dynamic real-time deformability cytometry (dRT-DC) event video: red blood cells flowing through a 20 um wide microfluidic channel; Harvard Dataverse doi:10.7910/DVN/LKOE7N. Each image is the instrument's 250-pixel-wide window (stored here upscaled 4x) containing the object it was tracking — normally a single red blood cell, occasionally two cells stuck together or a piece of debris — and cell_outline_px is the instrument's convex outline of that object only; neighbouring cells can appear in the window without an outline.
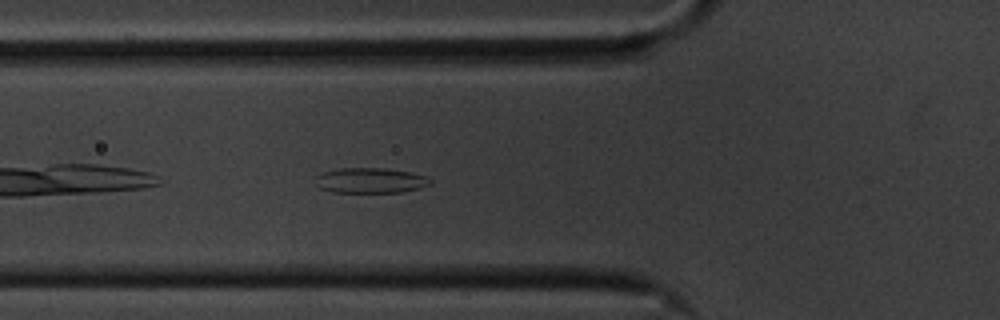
{"species": "common noctule bat (a hibernating species)", "species_latin": "Nyctalus noctula", "temperature_condition": "cold", "stored_images_in_passage": 43, "camera_frame_rate_fps": 3000, "um_per_image_px": 0.085, "animal": {"sex": "male", "body_mass_g": 20.1, "forearm_length_mm": 53.5}, "frame": {"image": 1, "passage_image": 5, "time_ms": 1.333, "image_size_px": [1000, 320], "cell_outline_px": [[432, 184], [420, 188], [400, 192], [332, 192], [320, 188], [312, 184], [316, 176], [320, 172], [340, 168], [384, 168], [412, 172], [424, 176], [432, 180]], "centroid_in_image_um": [31.43, 15.33], "position_along_channel_um": 94.4, "area_um2": 17.17}}
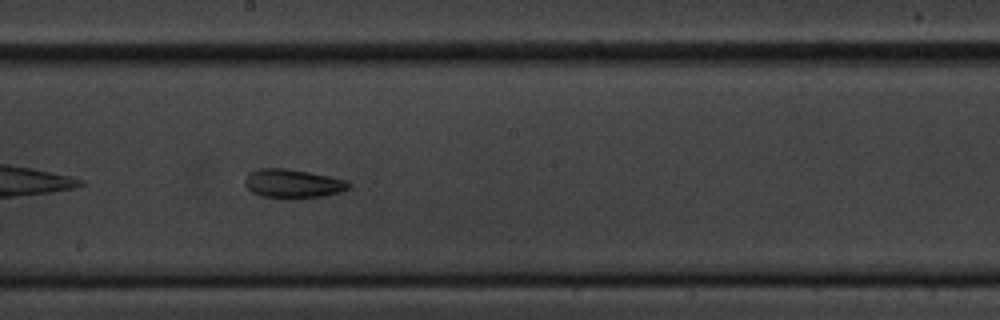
{"frame": {"image": 2, "passage_image": 16, "time_ms": 5.0, "image_size_px": [1000, 320], "cell_outline_px": [[352, 184], [348, 188], [340, 192], [324, 196], [288, 200], [264, 196], [252, 192], [244, 184], [244, 180], [248, 172], [256, 168], [284, 168], [308, 172], [348, 180]], "centroid_in_image_um": [24.87, 15.62], "position_along_channel_um": 223.3, "area_um2": 17.8}}
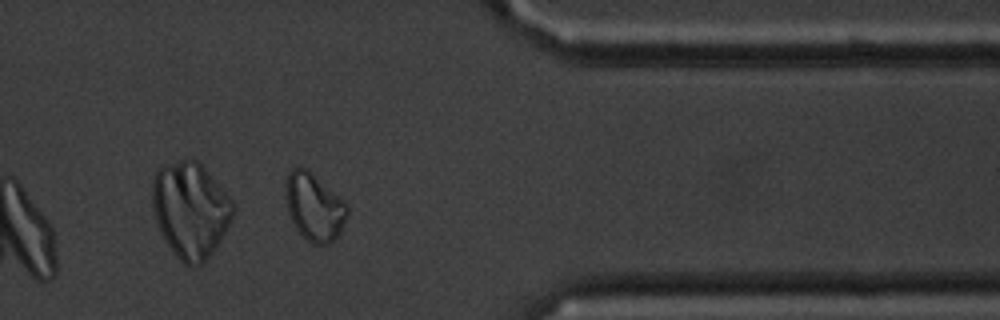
{"frame": {"image": 3, "passage_image": 31, "time_ms": 10.0, "image_size_px": [1000, 320], "cell_outline_px": [[348, 212], [340, 232], [328, 244], [312, 244], [296, 228], [288, 212], [284, 196], [284, 180], [288, 172], [292, 168], [304, 168], [336, 196], [348, 208]], "centroid_in_image_um": [26.63, 17.61], "position_along_channel_um": 384.8, "area_um2": 23.41}, "authors_computed_cell_mechanics": {"area_um2": 17.8024, "velocity_mm_per_s": 3.5034, "shape_relaxation_time_tau1_ms": 7.799, "shape_relaxation_time_tau2_ms": 7.2721, "deformation_change_tau1": 0.1502, "deformation_change_tau2": 0.141}}